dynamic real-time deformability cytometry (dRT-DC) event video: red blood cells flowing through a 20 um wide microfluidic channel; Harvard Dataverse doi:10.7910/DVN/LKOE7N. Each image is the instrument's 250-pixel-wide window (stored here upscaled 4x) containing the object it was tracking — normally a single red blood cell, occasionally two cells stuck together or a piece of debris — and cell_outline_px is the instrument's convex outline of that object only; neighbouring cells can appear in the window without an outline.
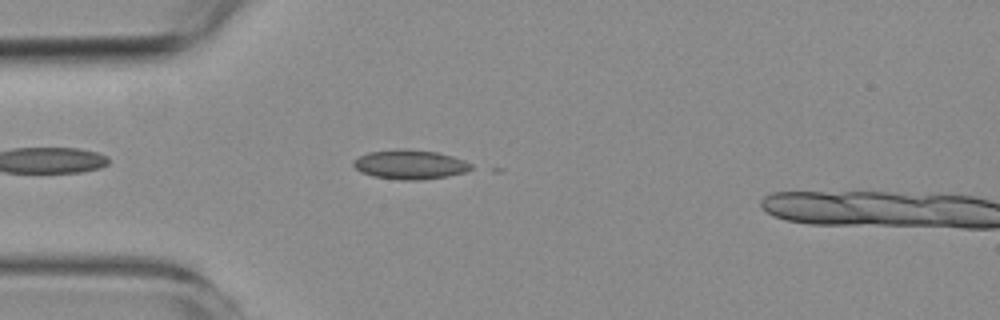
{"species": "common noctule bat (a hibernating species)", "species_latin": "Nyctalus noctula", "temperature_condition": "room temperature", "stored_images_in_passage": 8, "camera_frame_rate_fps": 3000, "um_per_image_px": 0.085, "animal": {"sex": "female", "body_mass_g": 19.3, "forearm_length_mm": 54.1}, "frame": {"image": 1, "passage_image": 6, "time_ms": 1.667, "image_size_px": [1000, 320], "cell_outline_px": [[472, 168], [464, 172], [448, 176], [420, 180], [404, 180], [372, 176], [360, 172], [352, 164], [352, 160], [368, 152], [396, 148], [404, 148], [436, 152], [452, 156], [464, 160], [472, 164]], "centroid_in_image_um": [34.82, 13.97], "position_along_channel_um": 50.2, "area_um2": 20.23}}